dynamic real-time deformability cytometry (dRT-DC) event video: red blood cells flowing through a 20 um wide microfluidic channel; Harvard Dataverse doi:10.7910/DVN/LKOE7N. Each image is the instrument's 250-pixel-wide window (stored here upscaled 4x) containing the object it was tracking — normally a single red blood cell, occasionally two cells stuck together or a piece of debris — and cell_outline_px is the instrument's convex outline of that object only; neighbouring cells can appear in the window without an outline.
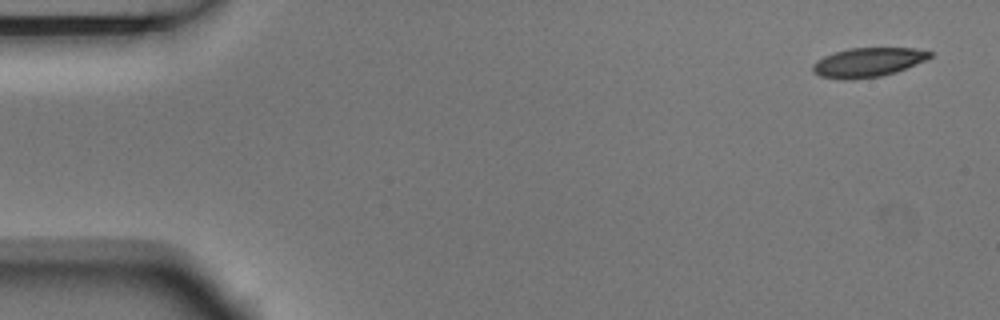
{"species": "Egyptian fruit bat (a non-hibernating species)", "species_latin": "Rousettus aegyptiacus", "temperature_condition": "room temperature", "stored_images_in_passage": 5, "camera_frame_rate_fps": 3000, "um_per_image_px": 0.085, "animal": {"sex": "male"}, "frame": {"image": 1, "passage_image": 1, "time_ms": 0.0, "image_size_px": [1000, 320], "cell_outline_px": [[932, 56], [924, 60], [896, 72], [880, 76], [852, 80], [840, 80], [820, 76], [812, 72], [812, 64], [816, 60], [824, 56], [848, 48], [916, 48], [932, 52]], "centroid_in_image_um": [73.72, 5.31], "position_along_channel_um": 11.3, "area_um2": 20.0}}
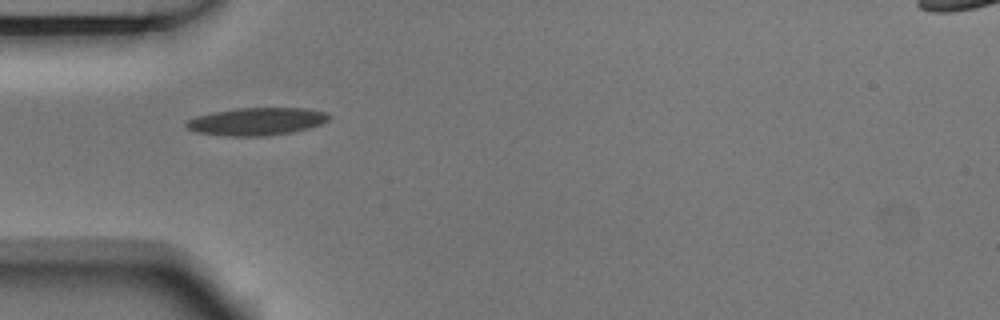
{"frame": {"image": 2, "passage_image": 4, "time_ms": 1.0, "image_size_px": [1000, 320], "cell_outline_px": [[332, 116], [328, 120], [320, 124], [308, 128], [292, 132], [268, 136], [228, 136], [196, 132], [184, 128], [184, 124], [188, 120], [196, 116], [212, 112], [236, 108], [308, 108], [324, 112]], "centroid_in_image_um": [21.79, 10.32], "position_along_channel_um": 63.2, "area_um2": 23.12}}
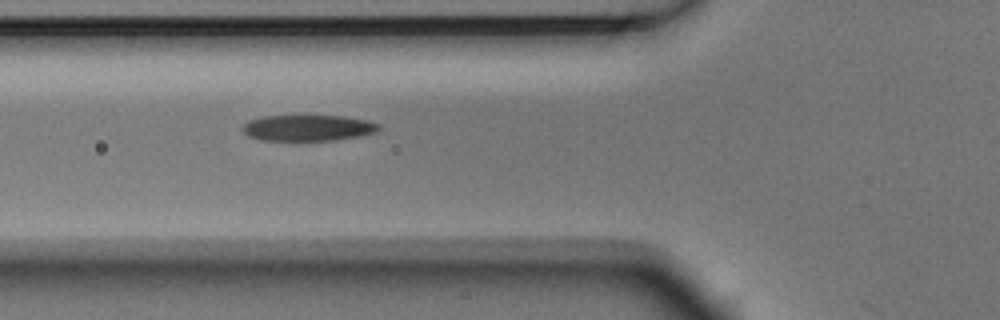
{"frame": {"image": 3, "passage_image": 5, "time_ms": 1.333, "image_size_px": [1000, 320], "cell_outline_px": [[380, 128], [376, 132], [360, 136], [336, 140], [260, 140], [248, 136], [240, 128], [248, 120], [264, 116], [344, 116], [368, 120], [380, 124]], "centroid_in_image_um": [26.18, 10.87], "position_along_channel_um": 99.6, "area_um2": 20.75}}